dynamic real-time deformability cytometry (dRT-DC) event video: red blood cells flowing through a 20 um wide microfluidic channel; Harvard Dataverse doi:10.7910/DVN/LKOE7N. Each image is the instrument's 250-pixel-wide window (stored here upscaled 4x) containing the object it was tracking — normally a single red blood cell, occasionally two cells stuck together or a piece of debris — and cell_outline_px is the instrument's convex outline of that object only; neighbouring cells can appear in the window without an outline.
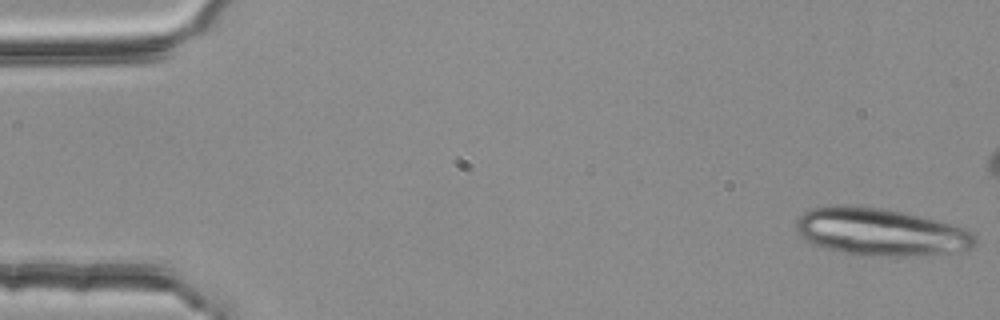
{"species": "common noctule bat (a hibernating species)", "species_latin": "Nyctalus noctula", "temperature_condition": "room temperature", "stored_images_in_passage": 4, "camera_frame_rate_fps": 3000, "um_per_image_px": 0.085, "animal": {"sex": "female", "body_mass_g": 25.1}, "frame": {"image": 1, "passage_image": 1, "time_ms": 0.0, "image_size_px": [1000, 320], "cell_outline_px": [[976, 240], [972, 248], [968, 252], [924, 256], [860, 256], [840, 252], [824, 248], [804, 240], [800, 236], [796, 228], [796, 220], [804, 212], [812, 208], [836, 204], [880, 208], [904, 212], [968, 228], [976, 236]], "centroid_in_image_um": [74.91, 19.74], "position_along_channel_um": 10.1, "area_um2": 50.46}}